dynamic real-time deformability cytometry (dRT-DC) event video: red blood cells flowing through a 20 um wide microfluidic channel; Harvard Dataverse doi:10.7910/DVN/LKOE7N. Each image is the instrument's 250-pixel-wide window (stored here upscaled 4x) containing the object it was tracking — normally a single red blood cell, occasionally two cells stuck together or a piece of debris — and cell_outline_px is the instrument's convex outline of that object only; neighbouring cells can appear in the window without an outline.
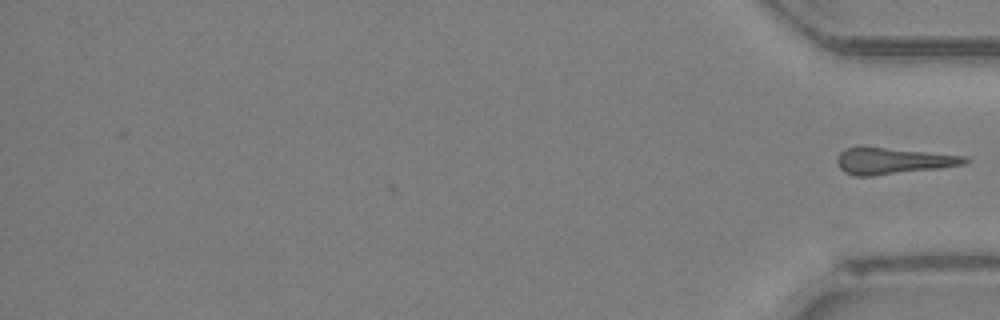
{"species": "Egyptian fruit bat (a non-hibernating species)", "species_latin": "Rousettus aegyptiacus", "temperature_condition": "room temperature", "stored_images_in_passage": 39, "segment_of_instrument_passage": [2, 2], "camera_frame_rate_fps": 3000, "um_per_image_px": 0.085, "animal": {"sex": "female"}, "frame": {"image": 1, "passage_image": 39, "time_ms": 12.667, "image_size_px": [1000, 320], "cell_outline_px": [[972, 160], [964, 164], [940, 168], [872, 176], [856, 176], [844, 172], [840, 168], [836, 160], [840, 152], [844, 148], [856, 144], [864, 144], [964, 156]], "centroid_in_image_um": [75.83, 13.63], "position_along_channel_um": 359.4, "area_um2": 20.4}}